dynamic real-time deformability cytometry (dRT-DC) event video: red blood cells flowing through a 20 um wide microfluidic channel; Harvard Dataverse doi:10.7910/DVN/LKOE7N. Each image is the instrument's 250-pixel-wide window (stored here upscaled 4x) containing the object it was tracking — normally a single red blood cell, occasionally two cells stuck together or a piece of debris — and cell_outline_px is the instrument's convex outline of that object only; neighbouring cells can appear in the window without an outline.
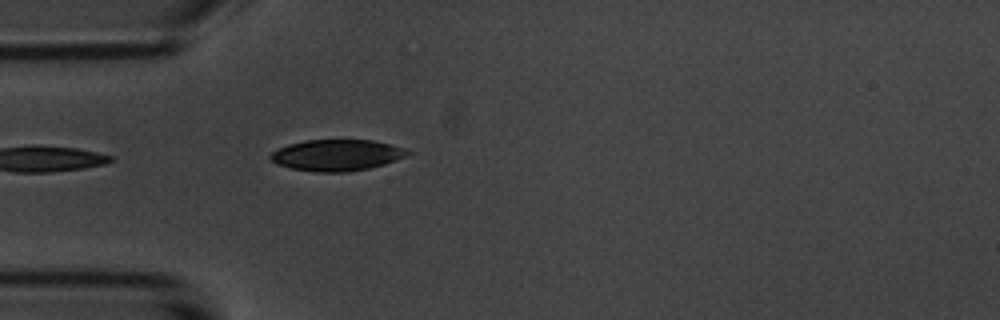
{"species": "common noctule bat (a hibernating species)", "species_latin": "Nyctalus noctula", "temperature_condition": "room temperature", "stored_images_in_passage": 5, "camera_frame_rate_fps": 3000, "um_per_image_px": 0.085, "animal": {"sex": "male", "body_mass_g": 20.1, "forearm_length_mm": 53.5}, "frame": {"image": 1, "passage_image": 5, "time_ms": 4.667, "image_size_px": [1000, 320], "cell_outline_px": [[412, 152], [396, 160], [384, 164], [368, 168], [344, 172], [316, 172], [292, 168], [276, 164], [268, 160], [268, 156], [272, 152], [288, 144], [304, 140], [372, 140], [404, 148]], "centroid_in_image_um": [28.57, 13.19], "position_along_channel_um": 56.4, "area_um2": 24.85}}